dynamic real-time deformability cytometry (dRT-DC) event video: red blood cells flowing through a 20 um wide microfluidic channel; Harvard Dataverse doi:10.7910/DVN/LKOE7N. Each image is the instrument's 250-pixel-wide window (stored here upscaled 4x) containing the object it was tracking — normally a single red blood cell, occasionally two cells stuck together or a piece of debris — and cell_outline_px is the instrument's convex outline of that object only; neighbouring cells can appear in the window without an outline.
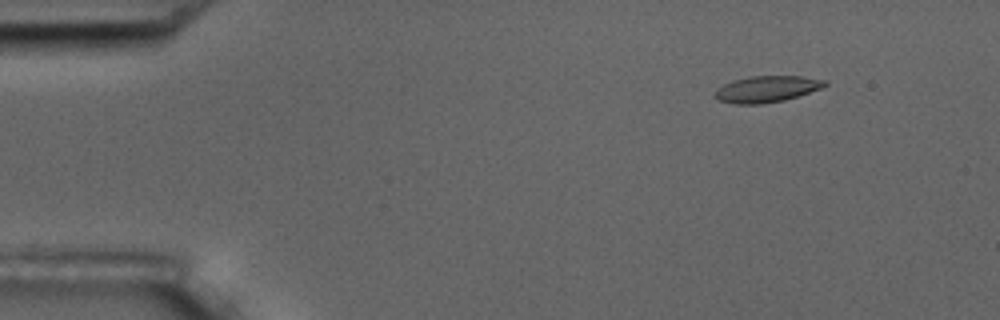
{"species": "common noctule bat (a hibernating species)", "species_latin": "Nyctalus noctula", "temperature_condition": "room temperature", "stored_images_in_passage": 6, "camera_frame_rate_fps": 3000, "um_per_image_px": 0.085, "animal": {"sex": "male", "body_mass_g": 17.5, "forearm_length_mm": 52.3}, "frame": {"image": 1, "passage_image": 2, "time_ms": 1.0, "image_size_px": [1000, 320], "cell_outline_px": [[828, 84], [820, 88], [784, 100], [760, 104], [736, 104], [720, 100], [712, 96], [716, 88], [732, 80], [748, 76], [800, 76], [828, 80]], "centroid_in_image_um": [65.13, 7.56], "position_along_channel_um": 19.9, "area_um2": 16.88}}
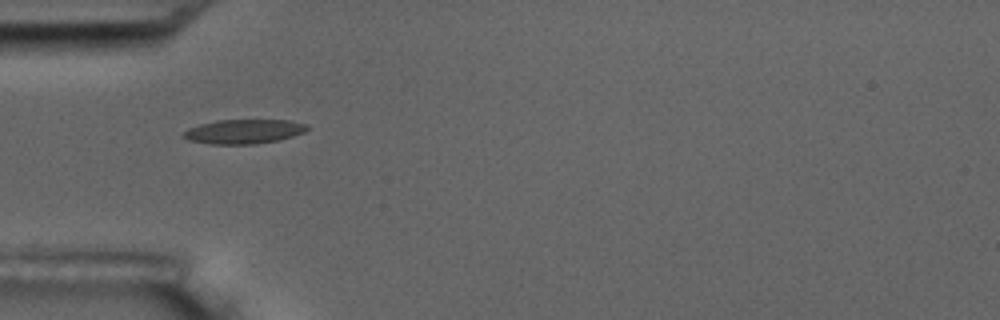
{"frame": {"image": 2, "passage_image": 5, "time_ms": 4.667, "image_size_px": [1000, 320], "cell_outline_px": [[308, 128], [304, 132], [280, 140], [252, 144], [208, 144], [188, 140], [180, 136], [188, 128], [200, 124], [216, 120], [288, 120], [308, 124]], "centroid_in_image_um": [20.69, 11.18], "position_along_channel_um": 64.3, "area_um2": 17.63}}